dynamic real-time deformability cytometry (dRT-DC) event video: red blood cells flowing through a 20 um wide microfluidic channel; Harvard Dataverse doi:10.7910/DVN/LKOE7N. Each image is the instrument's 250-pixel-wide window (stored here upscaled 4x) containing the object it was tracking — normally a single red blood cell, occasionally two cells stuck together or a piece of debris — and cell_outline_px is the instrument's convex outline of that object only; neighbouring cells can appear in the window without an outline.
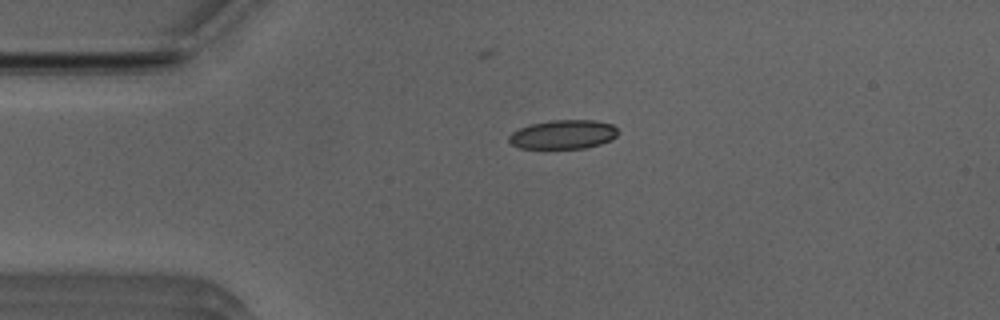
{"species": "Egyptian fruit bat (a non-hibernating species)", "species_latin": "Rousettus aegyptiacus", "temperature_condition": "room temperature", "stored_images_in_passage": 43, "camera_frame_rate_fps": 3000, "um_per_image_px": 0.085, "animal": {"sex": "male"}, "frame": {"image": 1, "passage_image": 2, "time_ms": 0.333, "image_size_px": [1000, 320], "cell_outline_px": [[616, 136], [600, 144], [584, 148], [520, 148], [512, 144], [508, 140], [508, 136], [512, 132], [520, 128], [532, 124], [552, 120], [596, 120], [612, 124], [616, 128]], "centroid_in_image_um": [47.85, 11.42], "position_along_channel_um": 37.1, "area_um2": 18.21}}
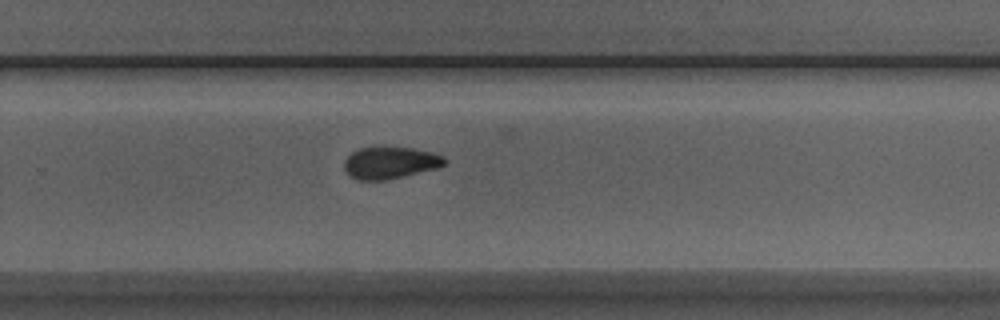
{"frame": {"image": 2, "passage_image": 24, "time_ms": 7.667, "image_size_px": [1000, 320], "cell_outline_px": [[444, 164], [436, 168], [388, 180], [356, 180], [344, 168], [344, 160], [352, 152], [360, 148], [380, 144], [412, 148], [432, 152], [444, 156]], "centroid_in_image_um": [33.13, 13.79], "position_along_channel_um": 296.7, "area_um2": 19.07}}
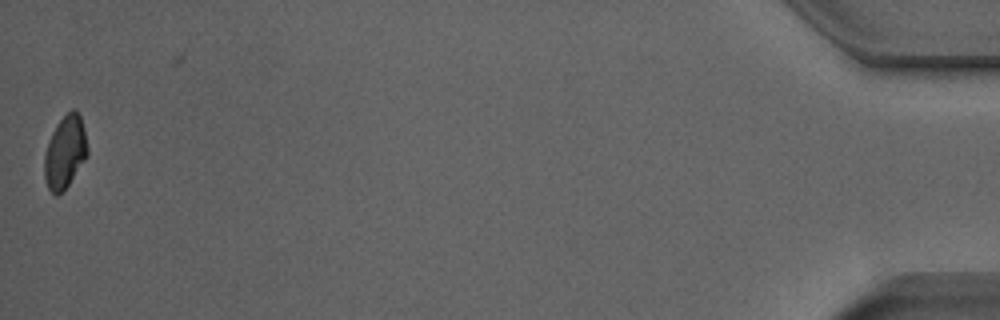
{"frame": {"image": 3, "passage_image": 42, "time_ms": 13.667, "image_size_px": [1000, 320], "cell_outline_px": [[88, 156], [68, 184], [56, 196], [48, 188], [44, 176], [44, 156], [52, 132], [60, 120], [72, 108], [80, 116], [84, 128], [88, 148]], "centroid_in_image_um": [5.54, 12.93], "position_along_channel_um": 429.7, "area_um2": 17.92}, "authors_computed_cell_mechanics": {"area_um2": 19.074, "velocity_mm_per_s": 3.9399, "shape_relaxation_time_tau1_ms": 9.0059, "shape_relaxation_time_tau2_ms": 2.5191, "deformation_change_tau1": 0.1825, "deformation_change_tau2": 0.0796}}